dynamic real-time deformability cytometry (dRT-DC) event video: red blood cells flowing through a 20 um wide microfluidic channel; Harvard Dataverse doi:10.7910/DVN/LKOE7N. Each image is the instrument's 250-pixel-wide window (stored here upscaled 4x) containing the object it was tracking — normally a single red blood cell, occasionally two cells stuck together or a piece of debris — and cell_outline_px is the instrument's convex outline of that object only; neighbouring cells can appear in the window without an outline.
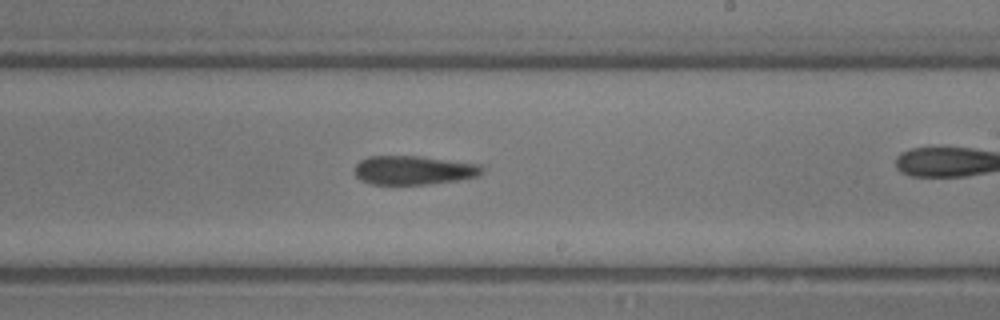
{"species": "common noctule bat (a hibernating species)", "species_latin": "Nyctalus noctula", "temperature_condition": "room temperature", "stored_images_in_passage": 18, "camera_frame_rate_fps": 3000, "um_per_image_px": 0.085, "animal": {"sex": "male", "body_mass_g": 13.3}, "frame": {"image": 1, "passage_image": 13, "time_ms": 4.0, "image_size_px": [1000, 320], "cell_outline_px": [[484, 172], [480, 176], [456, 180], [428, 184], [372, 184], [360, 180], [356, 176], [356, 164], [360, 160], [368, 156], [420, 156], [480, 164], [484, 168]], "centroid_in_image_um": [35.19, 14.46], "position_along_channel_um": 253.8, "area_um2": 21.5}}
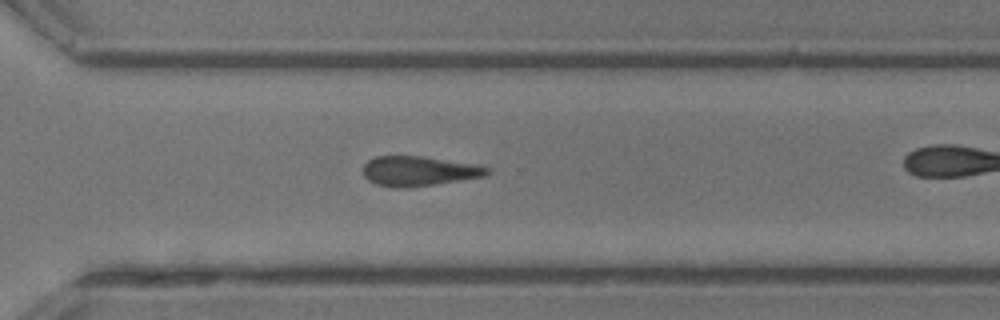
{"frame": {"image": 2, "passage_image": 16, "time_ms": 5.0, "image_size_px": [1000, 320], "cell_outline_px": [[492, 168], [484, 176], [432, 184], [404, 188], [392, 188], [376, 184], [368, 180], [364, 176], [364, 164], [368, 160], [376, 156], [424, 156], [480, 164]], "centroid_in_image_um": [35.61, 14.52], "position_along_channel_um": 335.0, "area_um2": 21.62}}